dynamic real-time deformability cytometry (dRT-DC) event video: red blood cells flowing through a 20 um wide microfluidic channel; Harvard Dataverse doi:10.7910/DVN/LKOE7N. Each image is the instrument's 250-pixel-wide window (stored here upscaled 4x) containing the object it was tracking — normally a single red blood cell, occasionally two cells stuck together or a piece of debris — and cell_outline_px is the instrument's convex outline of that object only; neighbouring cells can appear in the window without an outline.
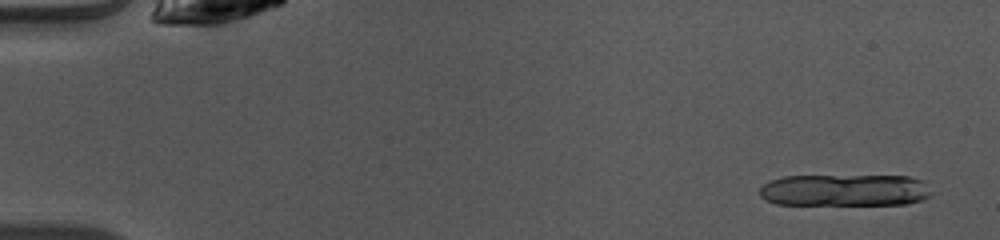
{"species": "common noctule bat (a hibernating species)", "species_latin": "Nyctalus noctula", "temperature_condition": "warm", "stored_images_in_passage": 12, "camera_frame_rate_fps": 3000, "um_per_image_px": 0.085, "animal": {"sex": "female", "body_mass_g": 10.0, "forearm_length_mm": 53.1}, "frame": {"image": 1, "passage_image": 3, "time_ms": 0.667, "image_size_px": [1000, 240], "cell_outline_px": [[932, 192], [928, 196], [920, 200], [908, 204], [776, 204], [764, 200], [760, 196], [760, 188], [764, 184], [772, 180], [784, 176], [908, 176], [924, 180]], "centroid_in_image_um": [71.81, 16.16], "position_along_channel_um": 13.2, "area_um2": 32.02}}